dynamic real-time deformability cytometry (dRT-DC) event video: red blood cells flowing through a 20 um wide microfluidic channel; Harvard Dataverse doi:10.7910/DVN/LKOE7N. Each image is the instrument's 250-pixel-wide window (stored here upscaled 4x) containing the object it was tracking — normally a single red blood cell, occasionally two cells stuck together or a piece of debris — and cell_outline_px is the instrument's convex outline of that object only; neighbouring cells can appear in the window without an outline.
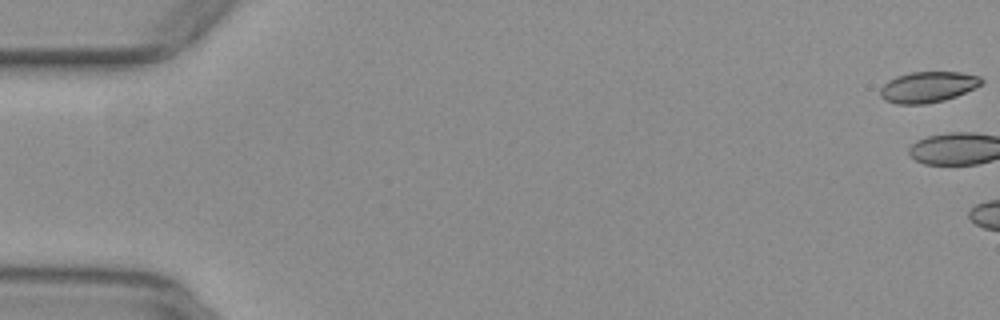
{"species": "common noctule bat (a hibernating species)", "species_latin": "Nyctalus noctula", "temperature_condition": "warm", "stored_images_in_passage": 3, "camera_frame_rate_fps": 3000, "um_per_image_px": 0.085, "animal": {"sex": "female", "body_mass_g": 29.2, "forearm_length_mm": 56.3}, "frame": {"image": 1, "passage_image": 1, "time_ms": 0.0, "image_size_px": [1000, 320], "cell_outline_px": [[984, 84], [976, 88], [956, 96], [944, 100], [924, 104], [896, 104], [884, 100], [880, 96], [880, 88], [888, 80], [896, 76], [912, 72], [960, 72], [980, 76], [984, 80]], "centroid_in_image_um": [78.89, 7.39], "position_along_channel_um": 6.1, "area_um2": 18.38}}